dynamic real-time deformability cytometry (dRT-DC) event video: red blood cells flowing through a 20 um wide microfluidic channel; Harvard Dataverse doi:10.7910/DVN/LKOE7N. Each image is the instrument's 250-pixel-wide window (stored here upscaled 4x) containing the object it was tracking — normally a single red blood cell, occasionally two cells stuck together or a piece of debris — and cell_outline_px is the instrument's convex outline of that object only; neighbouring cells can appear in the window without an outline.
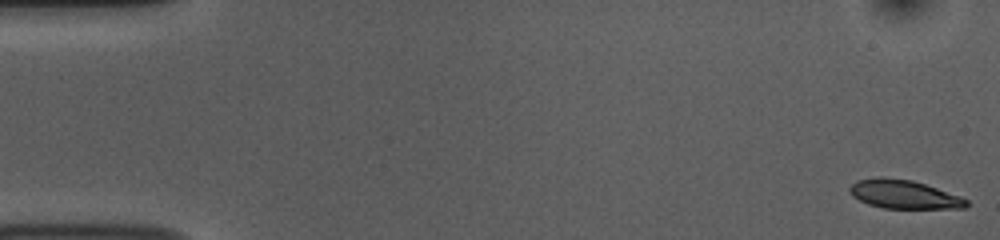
{"species": "common noctule bat (a hibernating species)", "species_latin": "Nyctalus noctula", "temperature_condition": "room temperature", "stored_images_in_passage": 53, "camera_frame_rate_fps": 3000, "um_per_image_px": 0.085, "animal": {"sex": "female", "body_mass_g": 10.0, "forearm_length_mm": 53.1}, "frame": {"image": 1, "passage_image": 1, "time_ms": 0.0, "image_size_px": [1000, 240], "cell_outline_px": [[968, 204], [964, 208], [884, 208], [868, 204], [852, 196], [848, 192], [848, 188], [856, 180], [876, 176], [880, 176], [912, 180], [960, 196], [968, 200]], "centroid_in_image_um": [76.77, 16.5], "position_along_channel_um": 8.2, "area_um2": 19.48}}
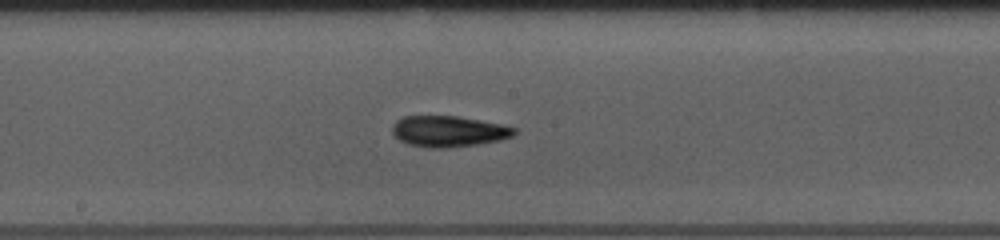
{"frame": {"image": 2, "passage_image": 28, "time_ms": 9.0, "image_size_px": [1000, 240], "cell_outline_px": [[516, 132], [512, 136], [500, 140], [476, 144], [448, 148], [428, 148], [408, 144], [400, 140], [392, 132], [392, 124], [396, 120], [404, 116], [456, 116], [504, 124], [516, 128]], "centroid_in_image_um": [38.12, 11.16], "position_along_channel_um": 210.1, "area_um2": 22.08}}
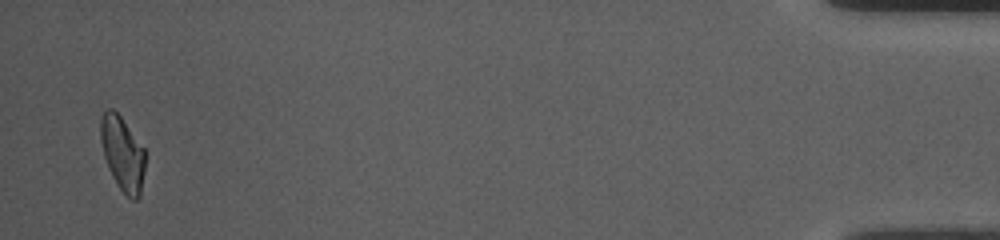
{"frame": {"image": 3, "passage_image": 52, "time_ms": 17.0, "image_size_px": [1000, 240], "cell_outline_px": [[144, 172], [140, 196], [136, 200], [132, 200], [124, 196], [112, 176], [104, 156], [100, 140], [100, 116], [108, 108], [112, 108], [120, 116], [144, 148]], "centroid_in_image_um": [10.4, 13.08], "position_along_channel_um": 424.8, "area_um2": 19.31}, "authors_computed_cell_mechanics": {"area_um2": 20.6346, "velocity_mm_per_s": 3.7408, "shape_relaxation_time_tau1_ms": 6.0203, "shape_relaxation_time_tau2_ms": 9.0727, "deformation_change_tau1": 0.146, "deformation_change_tau2": 0.176}}